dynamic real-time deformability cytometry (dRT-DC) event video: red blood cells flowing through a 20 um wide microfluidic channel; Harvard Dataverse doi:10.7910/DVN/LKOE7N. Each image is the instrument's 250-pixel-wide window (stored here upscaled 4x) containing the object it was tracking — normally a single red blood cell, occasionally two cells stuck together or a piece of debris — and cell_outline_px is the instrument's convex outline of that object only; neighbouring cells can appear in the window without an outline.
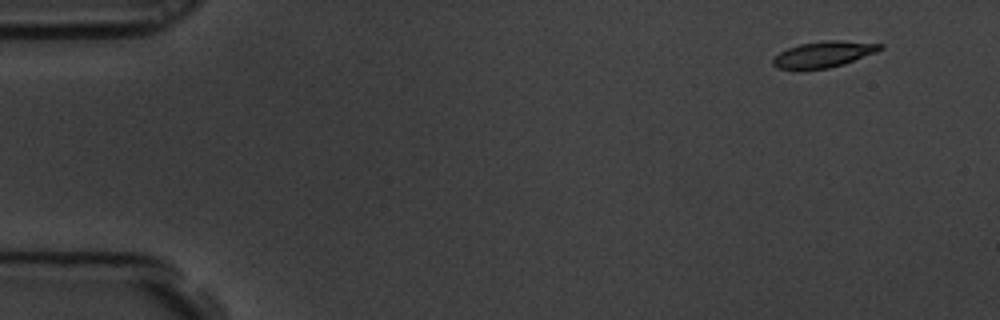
{"species": "common noctule bat (a hibernating species)", "species_latin": "Nyctalus noctula", "temperature_condition": "room temperature", "stored_images_in_passage": 56, "camera_frame_rate_fps": 3000, "um_per_image_px": 0.085, "animal": {"sex": "male", "body_mass_g": 19.5, "forearm_length_mm": 54.6}, "frame": {"image": 1, "passage_image": 1, "time_ms": 0.0, "image_size_px": [1000, 320], "cell_outline_px": [[884, 48], [876, 52], [844, 64], [828, 68], [776, 68], [772, 64], [772, 60], [780, 52], [788, 48], [800, 44], [828, 40], [840, 40], [884, 44]], "centroid_in_image_um": [70.05, 4.6], "position_along_channel_um": 14.9, "area_um2": 15.95}}
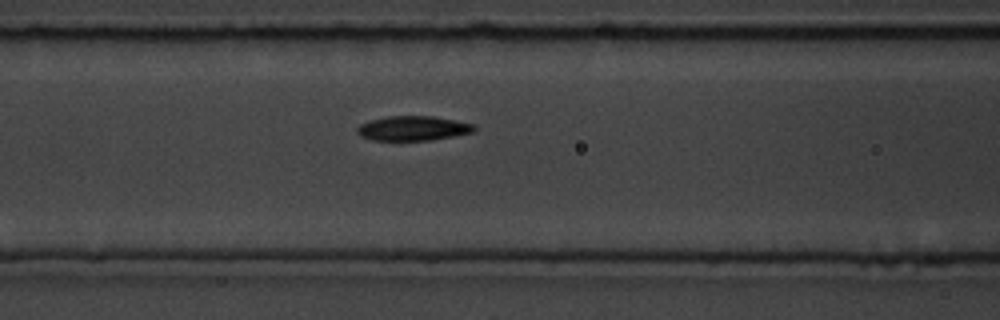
{"frame": {"image": 2, "passage_image": 21, "time_ms": 6.667, "image_size_px": [1000, 320], "cell_outline_px": [[476, 128], [472, 132], [452, 136], [428, 140], [372, 140], [360, 136], [356, 132], [356, 128], [360, 124], [368, 120], [384, 116], [432, 116], [476, 124]], "centroid_in_image_um": [35.05, 10.89], "position_along_channel_um": 131.5, "area_um2": 16.82}}
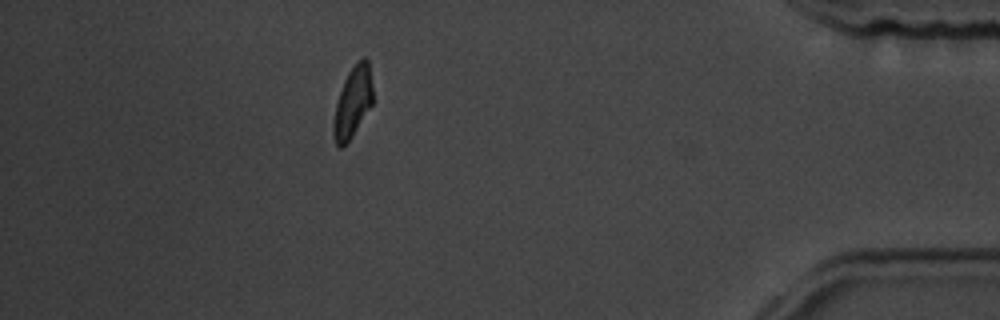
{"frame": {"image": 3, "passage_image": 49, "time_ms": 16.0, "image_size_px": [1000, 320], "cell_outline_px": [[372, 104], [352, 136], [340, 148], [336, 144], [332, 136], [332, 124], [336, 104], [344, 80], [348, 72], [364, 56], [368, 60], [372, 84]], "centroid_in_image_um": [29.96, 8.7], "position_along_channel_um": 405.2, "area_um2": 15.95}, "authors_computed_cell_mechanics": {"area_um2": 16.8776, "velocity_mm_per_s": 3.4406, "shape_relaxation_time_tau1_ms": 4.767, "shape_relaxation_time_tau2_ms": 2.9227, "deformation_change_tau1": 0.1535, "deformation_change_tau2": 0.0809}}